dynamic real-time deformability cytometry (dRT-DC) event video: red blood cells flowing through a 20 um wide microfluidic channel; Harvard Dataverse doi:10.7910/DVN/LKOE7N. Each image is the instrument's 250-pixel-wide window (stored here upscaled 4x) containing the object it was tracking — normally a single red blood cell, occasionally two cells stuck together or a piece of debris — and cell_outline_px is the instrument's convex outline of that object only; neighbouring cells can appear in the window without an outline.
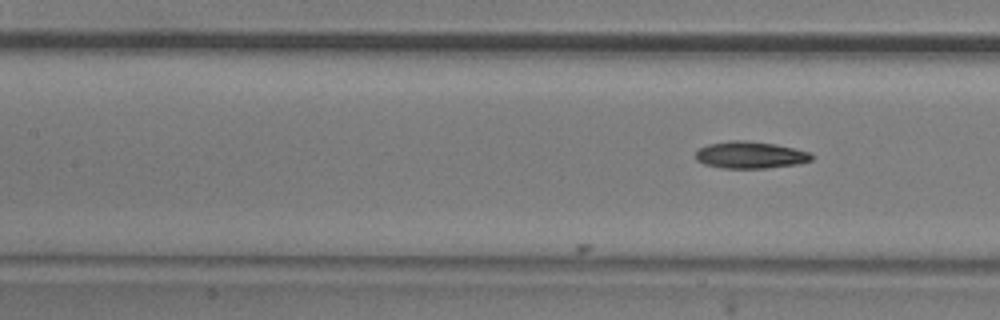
{"species": "common noctule bat (a hibernating species)", "species_latin": "Nyctalus noctula", "temperature_condition": "room temperature", "stored_images_in_passage": 7, "camera_frame_rate_fps": 3000, "um_per_image_px": 0.085, "animal": {"sex": "male", "body_mass_g": 20.5, "forearm_length_mm": 52.5}, "frame": {"image": 1, "passage_image": 7, "time_ms": 2.0, "image_size_px": [1000, 320], "cell_outline_px": [[812, 160], [796, 164], [764, 168], [724, 168], [704, 164], [696, 160], [696, 152], [700, 148], [708, 144], [728, 140], [744, 140], [772, 144], [792, 148], [808, 152], [812, 156]], "centroid_in_image_um": [63.72, 13.17], "position_along_channel_um": 143.7, "area_um2": 17.92}}